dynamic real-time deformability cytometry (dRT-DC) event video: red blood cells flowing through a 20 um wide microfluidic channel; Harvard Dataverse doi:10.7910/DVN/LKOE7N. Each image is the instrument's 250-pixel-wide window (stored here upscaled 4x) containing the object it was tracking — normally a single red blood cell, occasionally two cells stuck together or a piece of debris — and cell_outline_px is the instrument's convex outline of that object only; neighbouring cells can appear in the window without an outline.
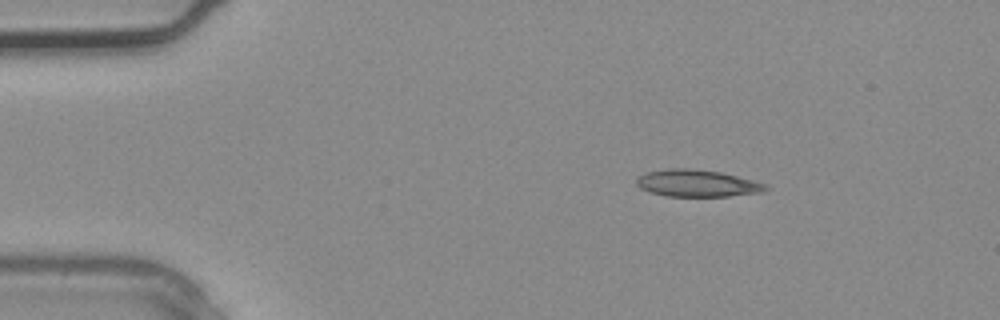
{"species": "common noctule bat (a hibernating species)", "species_latin": "Nyctalus noctula", "temperature_condition": "warm", "stored_images_in_passage": 2, "camera_frame_rate_fps": 3000, "um_per_image_px": 0.085, "animal": {"sex": "male", "body_mass_g": 20.4}, "frame": {"image": 1, "passage_image": 1, "time_ms": 0.0, "image_size_px": [1000, 320], "cell_outline_px": [[772, 188], [764, 192], [728, 196], [664, 196], [648, 192], [640, 188], [636, 184], [636, 180], [640, 176], [648, 172], [668, 168], [692, 168], [720, 172], [752, 180], [764, 184]], "centroid_in_image_um": [59.25, 15.58], "position_along_channel_um": 25.7, "area_um2": 20.35}}